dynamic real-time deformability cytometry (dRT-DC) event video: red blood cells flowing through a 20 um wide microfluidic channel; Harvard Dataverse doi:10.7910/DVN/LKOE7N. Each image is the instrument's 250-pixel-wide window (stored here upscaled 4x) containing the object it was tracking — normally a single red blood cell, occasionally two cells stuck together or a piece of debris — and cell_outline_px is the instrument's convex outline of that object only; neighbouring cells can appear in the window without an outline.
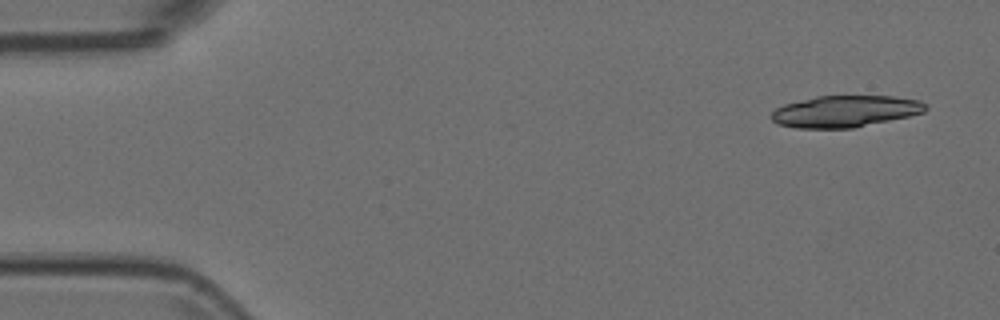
{"species": "Egyptian fruit bat (a non-hibernating species)", "species_latin": "Rousettus aegyptiacus", "temperature_condition": "room temperature", "stored_images_in_passage": 8, "camera_frame_rate_fps": 3000, "um_per_image_px": 0.085, "animal": {"sex": "female"}, "frame": {"image": 1, "passage_image": 2, "time_ms": 0.333, "image_size_px": [1000, 320], "cell_outline_px": [[928, 108], [924, 112], [908, 116], [852, 128], [796, 128], [776, 124], [768, 116], [776, 108], [784, 104], [816, 96], [892, 96], [920, 100], [928, 104]], "centroid_in_image_um": [71.81, 9.46], "position_along_channel_um": 13.2, "area_um2": 28.5}}